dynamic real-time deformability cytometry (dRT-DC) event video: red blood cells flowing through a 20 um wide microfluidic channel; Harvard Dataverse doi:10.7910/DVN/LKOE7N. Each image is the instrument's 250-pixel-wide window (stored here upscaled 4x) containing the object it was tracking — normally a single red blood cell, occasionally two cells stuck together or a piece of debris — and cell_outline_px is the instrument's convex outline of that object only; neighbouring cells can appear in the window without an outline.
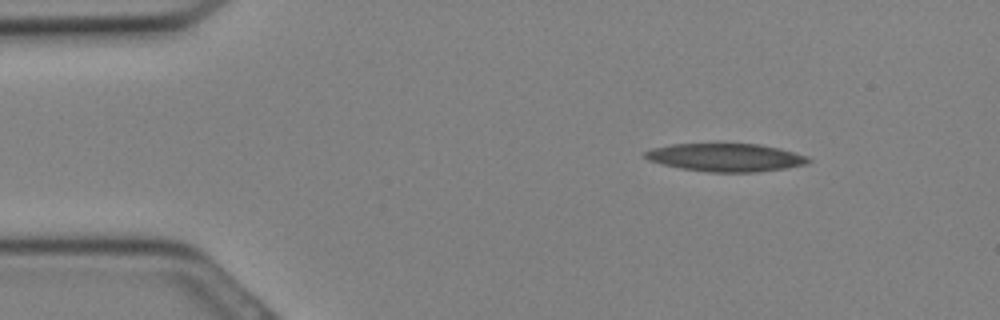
{"species": "Egyptian fruit bat (a non-hibernating species)", "species_latin": "Rousettus aegyptiacus", "temperature_condition": "cold", "stored_images_in_passage": 20, "camera_frame_rate_fps": 3000, "um_per_image_px": 0.085, "animal": {"sex": "female"}, "frame": {"image": 1, "passage_image": 4, "time_ms": 1.0, "image_size_px": [1000, 320], "cell_outline_px": [[812, 160], [804, 164], [784, 168], [756, 172], [708, 172], [680, 168], [648, 160], [644, 156], [644, 152], [652, 148], [672, 144], [760, 144], [780, 148], [808, 156]], "centroid_in_image_um": [61.69, 13.38], "position_along_channel_um": 23.3, "area_um2": 26.53}}
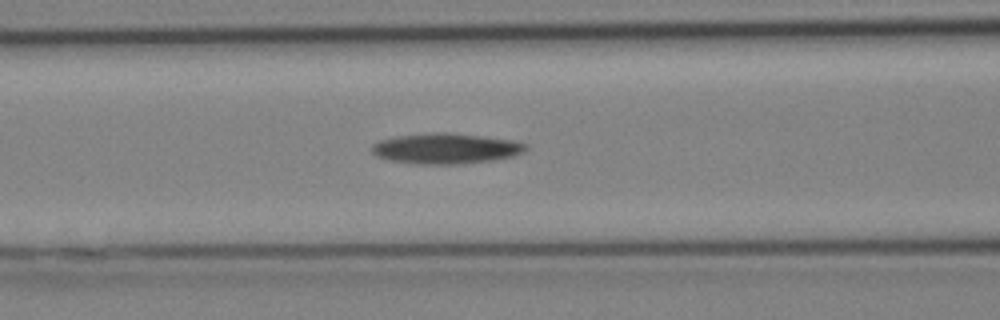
{"frame": {"image": 2, "passage_image": 12, "time_ms": 3.667, "image_size_px": [1000, 320], "cell_outline_px": [[528, 148], [512, 156], [496, 160], [460, 164], [416, 164], [388, 160], [376, 156], [372, 152], [372, 144], [380, 140], [400, 136], [436, 132], [448, 132], [512, 140], [528, 144]], "centroid_in_image_um": [37.89, 12.63], "position_along_channel_um": 128.7, "area_um2": 27.28}}
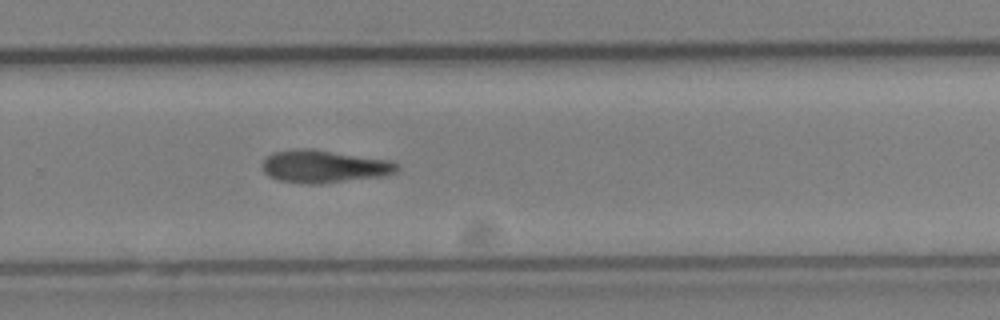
{"frame": {"image": 3, "passage_image": 20, "time_ms": 6.333, "image_size_px": [1000, 320], "cell_outline_px": [[400, 168], [396, 172], [384, 176], [320, 184], [312, 184], [280, 180], [268, 176], [264, 172], [260, 164], [272, 152], [296, 148], [312, 148], [392, 160], [400, 164]], "centroid_in_image_um": [27.58, 14.13], "position_along_channel_um": 302.2, "area_um2": 26.07}}